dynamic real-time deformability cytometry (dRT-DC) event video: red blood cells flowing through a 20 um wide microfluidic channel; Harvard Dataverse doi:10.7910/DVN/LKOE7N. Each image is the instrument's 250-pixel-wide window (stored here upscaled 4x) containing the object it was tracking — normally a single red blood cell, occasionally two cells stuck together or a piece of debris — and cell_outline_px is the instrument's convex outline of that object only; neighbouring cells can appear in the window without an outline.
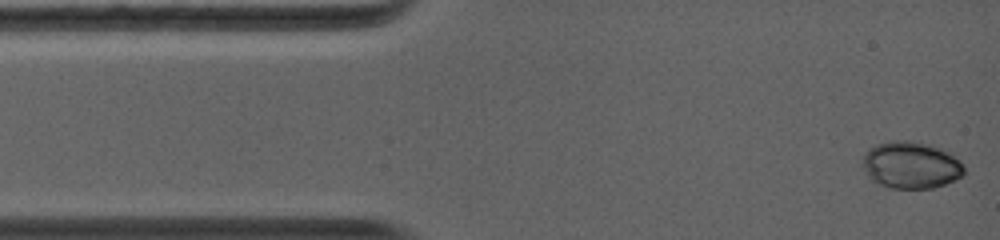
{"species": "common noctule bat (a hibernating species)", "species_latin": "Nyctalus noctula", "temperature_condition": "warm", "stored_images_in_passage": 32, "camera_frame_rate_fps": 5000, "um_per_image_px": 0.085, "animal": {"sex": "female", "body_mass_g": 19.0, "forearm_length_mm": 56.7}, "frame": {"image": 1, "passage_image": 1, "time_ms": 0.0, "image_size_px": [1000, 240], "cell_outline_px": [[964, 172], [956, 180], [932, 188], [892, 188], [880, 184], [872, 180], [868, 176], [864, 164], [864, 152], [868, 148], [876, 144], [892, 140], [912, 140], [932, 144], [944, 148], [952, 152], [960, 160], [964, 168]], "centroid_in_image_um": [77.47, 13.99], "position_along_channel_um": 7.5, "area_um2": 28.09}}
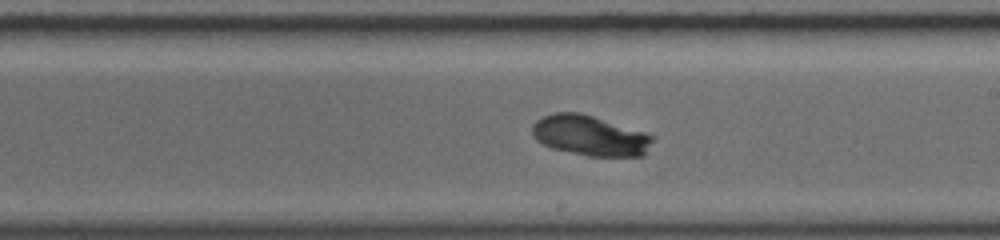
{"frame": {"image": 2, "passage_image": 19, "time_ms": 7.2, "image_size_px": [1000, 240], "cell_outline_px": [[656, 136], [644, 156], [588, 156], [552, 148], [536, 140], [532, 132], [532, 124], [536, 120], [544, 116], [556, 112], [580, 112], [644, 132]], "centroid_in_image_um": [50.16, 11.52], "position_along_channel_um": 238.8, "area_um2": 28.21}}
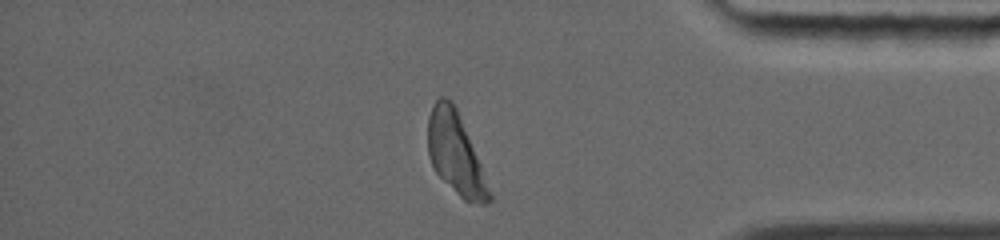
{"frame": {"image": 3, "passage_image": 32, "time_ms": 11.4, "image_size_px": [1000, 240], "cell_outline_px": [[492, 200], [484, 204], [480, 204], [464, 200], [436, 172], [428, 156], [428, 116], [432, 104], [440, 96], [444, 96], [452, 100], [456, 108], [480, 164], [492, 196]], "centroid_in_image_um": [38.69, 13.02], "position_along_channel_um": 396.5, "area_um2": 28.44}}